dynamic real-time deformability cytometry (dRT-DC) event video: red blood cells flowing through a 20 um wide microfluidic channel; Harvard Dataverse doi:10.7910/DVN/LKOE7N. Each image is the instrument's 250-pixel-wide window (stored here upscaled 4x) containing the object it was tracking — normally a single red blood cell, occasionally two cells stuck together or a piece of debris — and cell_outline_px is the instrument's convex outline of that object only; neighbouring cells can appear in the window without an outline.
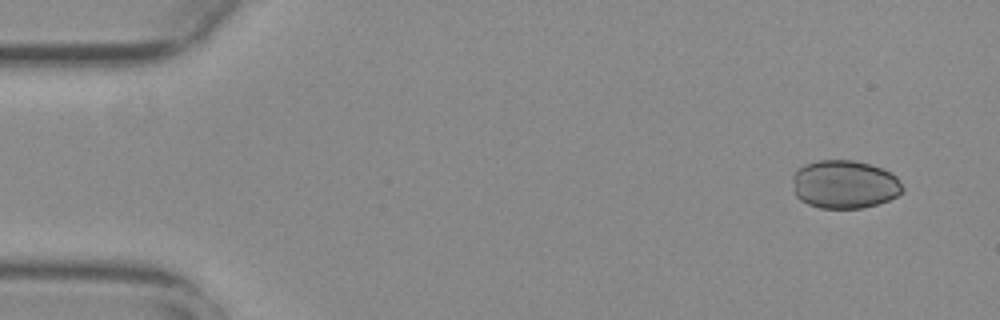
{"species": "common noctule bat (a hibernating species)", "species_latin": "Nyctalus noctula", "temperature_condition": "warm", "stored_images_in_passage": 35, "camera_frame_rate_fps": 3000, "um_per_image_px": 0.085, "animal": {"sex": "female", "body_mass_g": 29.2, "forearm_length_mm": 56.3}, "frame": {"image": 1, "passage_image": 3, "time_ms": 0.667, "image_size_px": [1000, 320], "cell_outline_px": [[904, 188], [896, 196], [888, 200], [864, 208], [820, 208], [808, 204], [800, 200], [796, 196], [792, 176], [804, 164], [816, 160], [852, 160], [868, 164], [892, 172], [896, 176]], "centroid_in_image_um": [71.78, 15.67], "position_along_channel_um": 13.2, "area_um2": 30.87}}
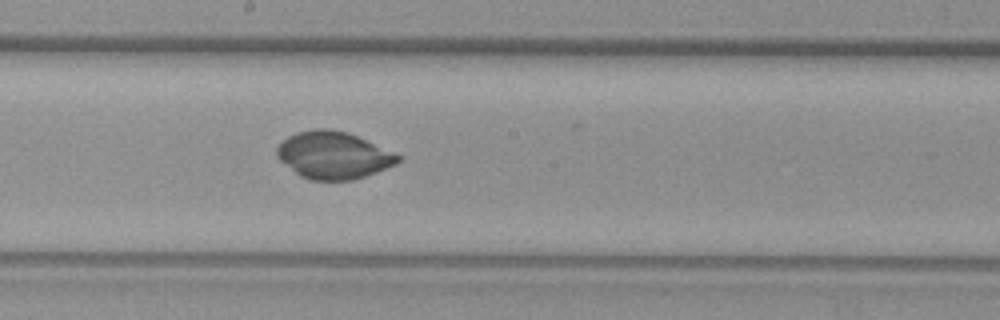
{"frame": {"image": 2, "passage_image": 29, "time_ms": 9.333, "image_size_px": [1000, 320], "cell_outline_px": [[400, 160], [396, 164], [376, 172], [352, 180], [308, 180], [300, 176], [280, 160], [276, 156], [276, 148], [288, 136], [296, 132], [316, 128], [328, 128], [348, 132], [400, 156]], "centroid_in_image_um": [28.29, 13.19], "position_along_channel_um": 219.9, "area_um2": 33.0}}
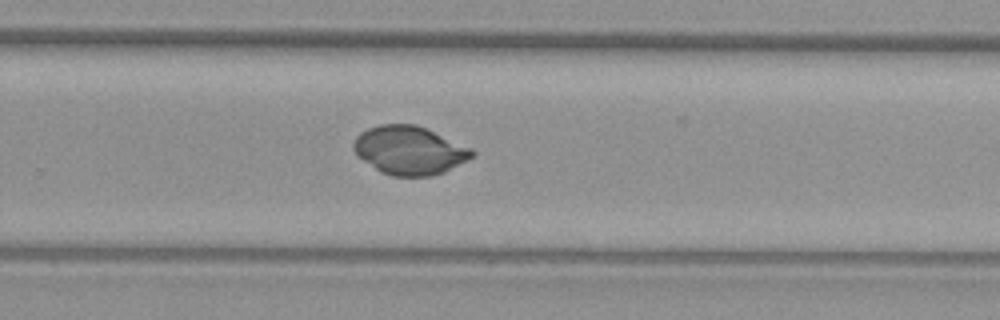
{"frame": {"image": 3, "passage_image": 35, "time_ms": 11.333, "image_size_px": [1000, 320], "cell_outline_px": [[476, 156], [444, 172], [432, 176], [392, 176], [380, 172], [356, 156], [352, 148], [352, 144], [356, 136], [360, 132], [368, 128], [380, 124], [416, 124], [472, 148], [476, 152]], "centroid_in_image_um": [34.79, 12.78], "position_along_channel_um": 295.0, "area_um2": 33.81}}